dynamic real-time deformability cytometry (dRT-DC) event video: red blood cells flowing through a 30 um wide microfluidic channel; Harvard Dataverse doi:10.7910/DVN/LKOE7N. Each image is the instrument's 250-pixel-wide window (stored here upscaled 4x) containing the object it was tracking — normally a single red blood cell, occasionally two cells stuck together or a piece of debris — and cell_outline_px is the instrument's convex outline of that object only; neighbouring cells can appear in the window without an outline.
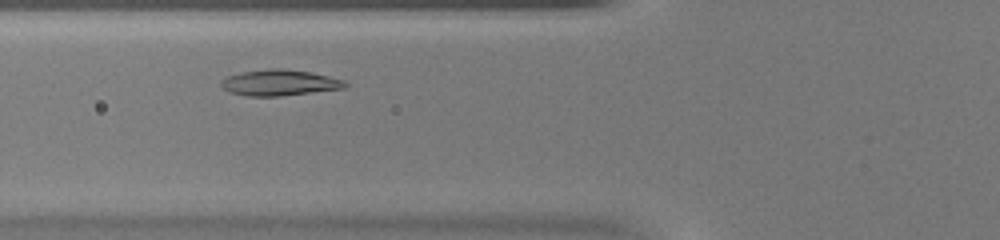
{"species": "common noctule bat (a hibernating species)", "species_latin": "Nyctalus noctula", "temperature_condition": "warm", "stored_images_in_passage": 28, "camera_frame_rate_fps": 3000, "um_per_image_px": 0.085, "animal": {"sex": "female", "body_mass_g": 20.0, "forearm_length_mm": 54.0}, "frame": {"image": 1, "passage_image": 6, "time_ms": 1.667, "image_size_px": [1000, 240], "cell_outline_px": [[348, 84], [344, 88], [280, 96], [244, 96], [228, 92], [220, 84], [220, 80], [228, 76], [240, 72], [268, 68], [280, 68], [308, 72], [328, 76], [344, 80]], "centroid_in_image_um": [23.7, 7.03], "position_along_channel_um": 102.1, "area_um2": 18.73}}
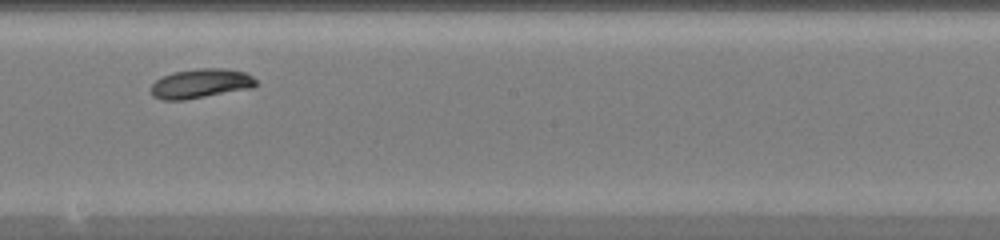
{"frame": {"image": 2, "passage_image": 15, "time_ms": 4.667, "image_size_px": [1000, 240], "cell_outline_px": [[256, 84], [252, 88], [184, 100], [160, 100], [152, 96], [152, 84], [156, 80], [172, 72], [196, 68], [220, 68], [248, 72], [256, 80]], "centroid_in_image_um": [17.06, 7.09], "position_along_channel_um": 231.1, "area_um2": 18.03}}
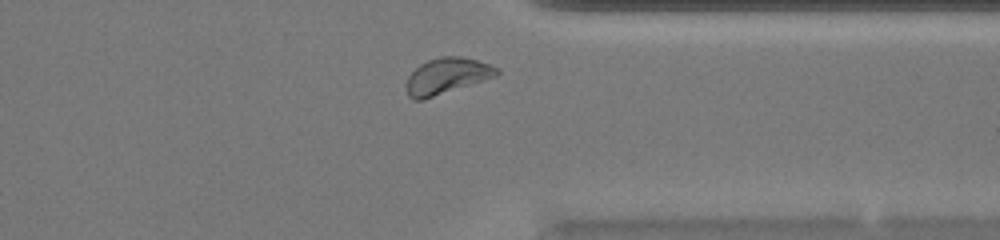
{"frame": {"image": 3, "passage_image": 25, "time_ms": 8.0, "image_size_px": [1000, 240], "cell_outline_px": [[500, 72], [496, 76], [424, 100], [412, 100], [408, 96], [404, 88], [404, 84], [408, 76], [420, 64], [428, 60], [440, 56], [460, 56], [476, 60], [500, 68]], "centroid_in_image_um": [37.93, 6.47], "position_along_channel_um": 373.5, "area_um2": 19.19}}